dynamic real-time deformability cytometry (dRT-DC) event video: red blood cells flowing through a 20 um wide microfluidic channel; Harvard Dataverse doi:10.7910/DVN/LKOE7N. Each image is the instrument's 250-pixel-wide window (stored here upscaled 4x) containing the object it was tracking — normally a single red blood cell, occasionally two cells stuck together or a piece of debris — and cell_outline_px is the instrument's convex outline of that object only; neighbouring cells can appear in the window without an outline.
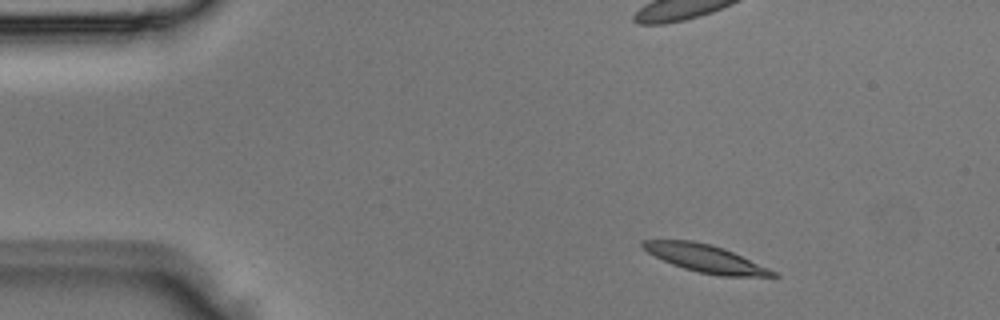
{"species": "Egyptian fruit bat (a non-hibernating species)", "species_latin": "Rousettus aegyptiacus", "temperature_condition": "room temperature", "stored_images_in_passage": 3, "camera_frame_rate_fps": 3000, "um_per_image_px": 0.085, "animal": {"sex": "male"}, "frame": {"image": 1, "passage_image": 1, "time_ms": 0.0, "image_size_px": [1000, 320], "cell_outline_px": [[780, 276], [720, 276], [700, 272], [684, 268], [672, 264], [648, 252], [640, 244], [640, 240], [692, 240], [712, 244], [724, 248], [768, 268], [776, 272]], "centroid_in_image_um": [59.95, 21.95], "position_along_channel_um": 25.1, "area_um2": 20.58}}